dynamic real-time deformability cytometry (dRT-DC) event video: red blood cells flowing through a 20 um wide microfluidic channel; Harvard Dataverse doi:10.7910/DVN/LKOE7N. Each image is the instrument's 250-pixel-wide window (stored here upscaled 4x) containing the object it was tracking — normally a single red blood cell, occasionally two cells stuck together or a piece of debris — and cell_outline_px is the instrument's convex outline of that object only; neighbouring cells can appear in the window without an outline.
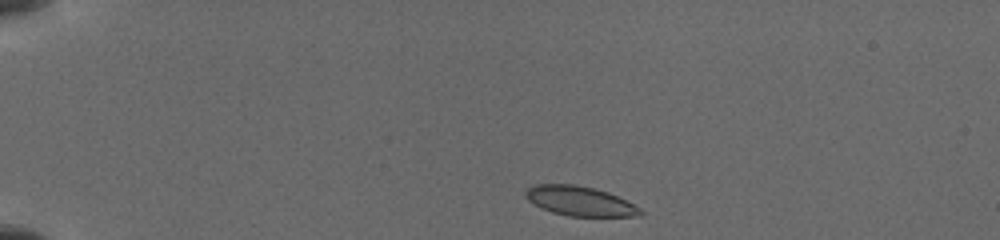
{"species": "common noctule bat (a hibernating species)", "species_latin": "Nyctalus noctula", "temperature_condition": "cold", "stored_images_in_passage": 22, "camera_frame_rate_fps": 3000, "um_per_image_px": 0.085, "animal": {"sex": "female", "body_mass_g": 19.5, "forearm_length_mm": 54.1}, "frame": {"image": 1, "passage_image": 1, "time_ms": 0.0, "image_size_px": [1000, 240], "cell_outline_px": [[644, 212], [640, 216], [568, 216], [552, 212], [540, 208], [528, 200], [524, 196], [524, 192], [532, 184], [572, 184], [592, 188], [608, 192], [640, 208]], "centroid_in_image_um": [49.23, 17.09], "position_along_channel_um": 35.8, "area_um2": 19.71}}
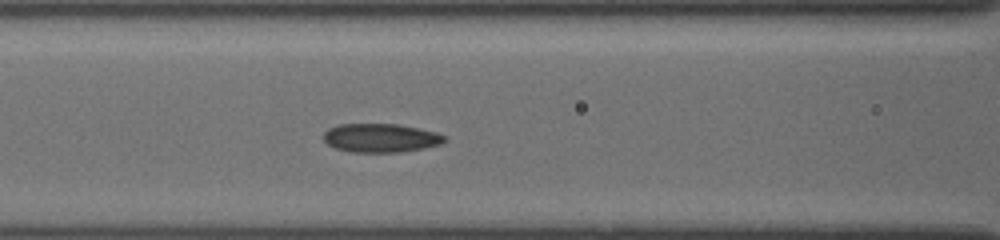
{"frame": {"image": 2, "passage_image": 10, "time_ms": 4.333, "image_size_px": [1000, 240], "cell_outline_px": [[448, 140], [440, 144], [424, 148], [400, 152], [348, 152], [336, 148], [328, 144], [324, 140], [324, 132], [328, 128], [340, 124], [396, 124], [436, 132], [444, 136]], "centroid_in_image_um": [32.34, 11.73], "position_along_channel_um": 134.3, "area_um2": 20.17}}
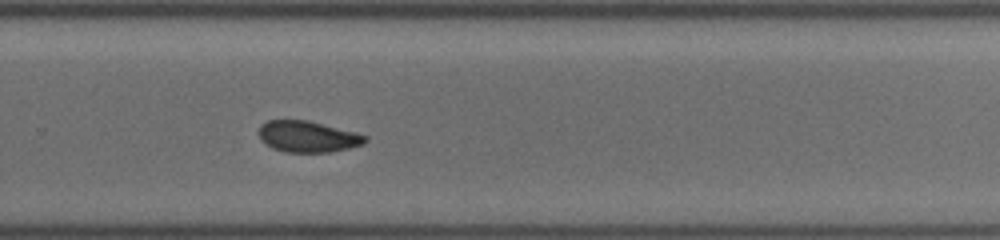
{"frame": {"image": 3, "passage_image": 22, "time_ms": 8.667, "image_size_px": [1000, 240], "cell_outline_px": [[368, 140], [364, 144], [348, 148], [328, 152], [284, 152], [272, 148], [264, 144], [260, 140], [260, 124], [268, 120], [308, 120], [368, 136]], "centroid_in_image_um": [26.13, 11.61], "position_along_channel_um": 303.7, "area_um2": 19.31}}